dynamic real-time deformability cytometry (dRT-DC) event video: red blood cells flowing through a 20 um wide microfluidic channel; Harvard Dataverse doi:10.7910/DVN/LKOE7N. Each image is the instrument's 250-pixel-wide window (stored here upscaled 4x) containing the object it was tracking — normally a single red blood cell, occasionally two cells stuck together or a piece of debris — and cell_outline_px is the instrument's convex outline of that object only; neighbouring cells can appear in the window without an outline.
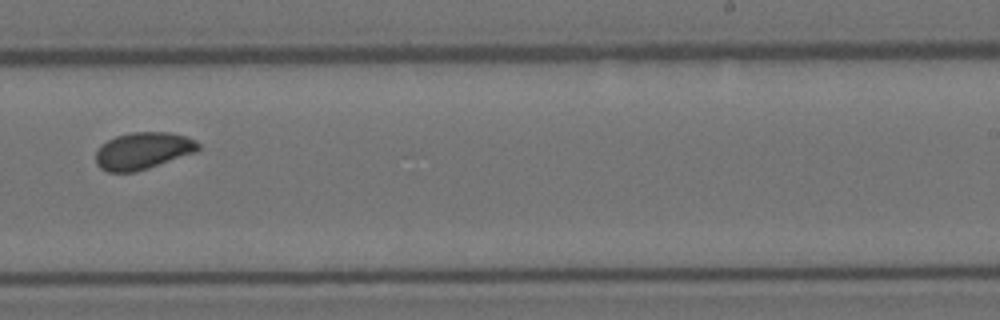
{"species": "Egyptian fruit bat (a non-hibernating species)", "species_latin": "Rousettus aegyptiacus", "temperature_condition": "room temperature", "stored_images_in_passage": 16, "camera_frame_rate_fps": 3000, "um_per_image_px": 0.085, "animal": {"sex": "female"}, "frame": {"image": 1, "passage_image": 10, "time_ms": 3.0, "image_size_px": [1000, 320], "cell_outline_px": [[200, 148], [196, 152], [136, 172], [108, 172], [100, 168], [96, 164], [96, 152], [100, 144], [116, 136], [132, 132], [168, 132], [188, 136], [196, 140], [200, 144]], "centroid_in_image_um": [12.16, 12.81], "position_along_channel_um": 276.8, "area_um2": 22.25}}
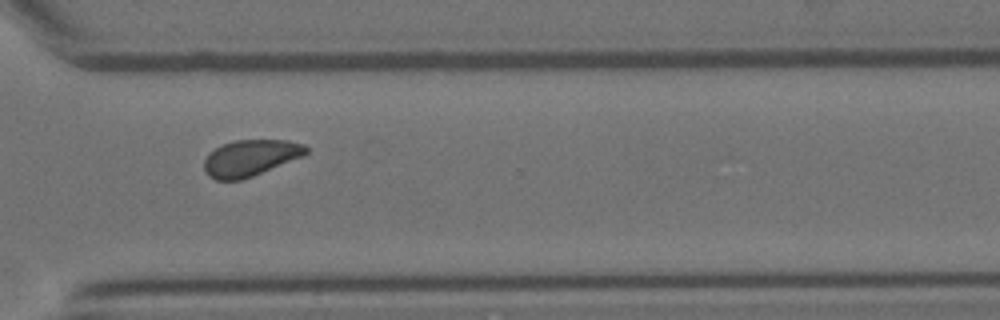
{"frame": {"image": 2, "passage_image": 12, "time_ms": 3.667, "image_size_px": [1000, 320], "cell_outline_px": [[308, 152], [304, 156], [252, 176], [240, 180], [216, 180], [208, 176], [204, 172], [204, 160], [208, 152], [224, 144], [236, 140], [288, 140], [304, 144], [308, 148]], "centroid_in_image_um": [21.28, 13.42], "position_along_channel_um": 349.3, "area_um2": 21.62}}
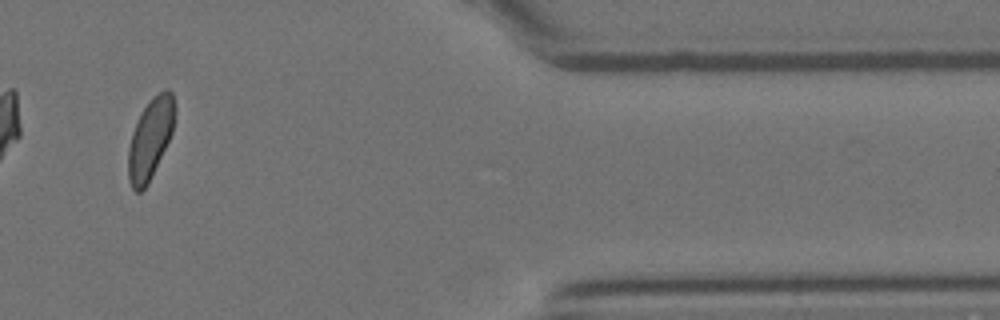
{"frame": {"image": 3, "passage_image": 14, "time_ms": 4.333, "image_size_px": [1000, 320], "cell_outline_px": [[176, 112], [172, 132], [148, 184], [140, 192], [136, 192], [132, 188], [128, 180], [128, 148], [132, 132], [140, 112], [152, 96], [164, 88], [168, 88], [172, 92], [176, 108]], "centroid_in_image_um": [12.78, 11.73], "position_along_channel_um": 398.6, "area_um2": 22.02}}